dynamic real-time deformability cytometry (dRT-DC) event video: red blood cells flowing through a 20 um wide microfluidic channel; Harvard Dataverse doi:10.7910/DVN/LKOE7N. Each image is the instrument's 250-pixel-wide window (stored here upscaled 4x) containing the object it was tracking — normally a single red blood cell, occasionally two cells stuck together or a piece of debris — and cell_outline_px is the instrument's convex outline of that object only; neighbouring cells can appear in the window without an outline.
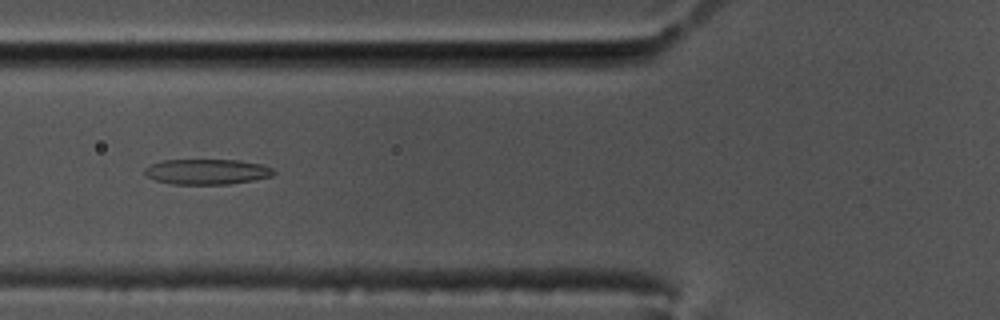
{"species": "common noctule bat (a hibernating species)", "species_latin": "Nyctalus noctula", "temperature_condition": "cold", "stored_images_in_passage": 52, "camera_frame_rate_fps": 3000, "um_per_image_px": 0.085, "animal": {"sex": "male", "body_mass_g": 17.5, "forearm_length_mm": 52.3}, "frame": {"image": 1, "passage_image": 20, "time_ms": 6.333, "image_size_px": [1000, 320], "cell_outline_px": [[276, 172], [272, 176], [252, 180], [228, 184], [172, 184], [156, 180], [148, 176], [144, 172], [144, 168], [148, 164], [164, 160], [236, 160], [260, 164], [272, 168]], "centroid_in_image_um": [17.56, 14.59], "position_along_channel_um": 108.2, "area_um2": 18.96}}
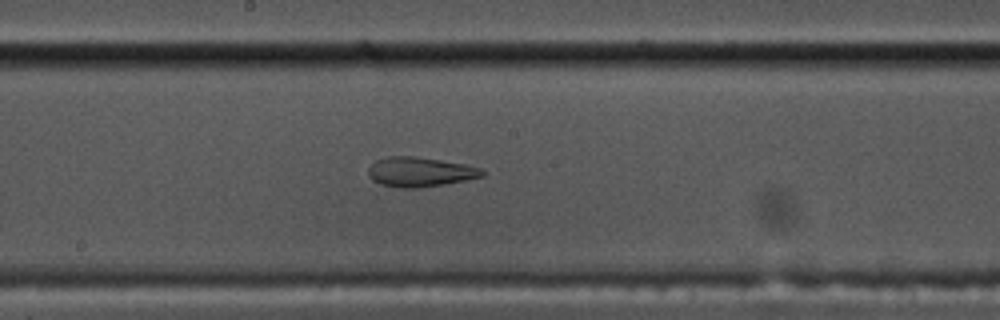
{"frame": {"image": 2, "passage_image": 29, "time_ms": 9.333, "image_size_px": [1000, 320], "cell_outline_px": [[484, 176], [444, 184], [420, 188], [400, 188], [380, 184], [372, 180], [368, 176], [368, 168], [376, 160], [388, 156], [416, 156], [464, 164], [480, 168], [484, 172]], "centroid_in_image_um": [35.66, 14.61], "position_along_channel_um": 212.5, "area_um2": 19.65}}
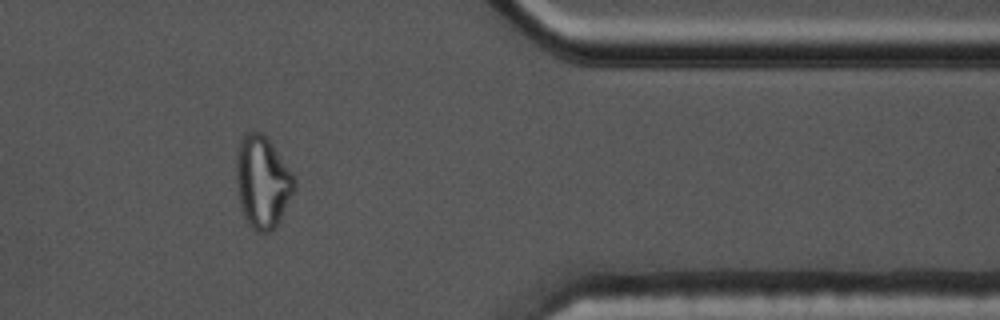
{"frame": {"image": 3, "passage_image": 46, "time_ms": 15.0, "image_size_px": [1000, 320], "cell_outline_px": [[296, 188], [276, 228], [268, 232], [256, 232], [248, 224], [244, 216], [240, 204], [236, 180], [236, 152], [240, 140], [248, 132], [260, 132], [268, 140], [292, 172], [296, 180]], "centroid_in_image_um": [22.31, 15.51], "position_along_channel_um": 389.1, "area_um2": 31.1}}